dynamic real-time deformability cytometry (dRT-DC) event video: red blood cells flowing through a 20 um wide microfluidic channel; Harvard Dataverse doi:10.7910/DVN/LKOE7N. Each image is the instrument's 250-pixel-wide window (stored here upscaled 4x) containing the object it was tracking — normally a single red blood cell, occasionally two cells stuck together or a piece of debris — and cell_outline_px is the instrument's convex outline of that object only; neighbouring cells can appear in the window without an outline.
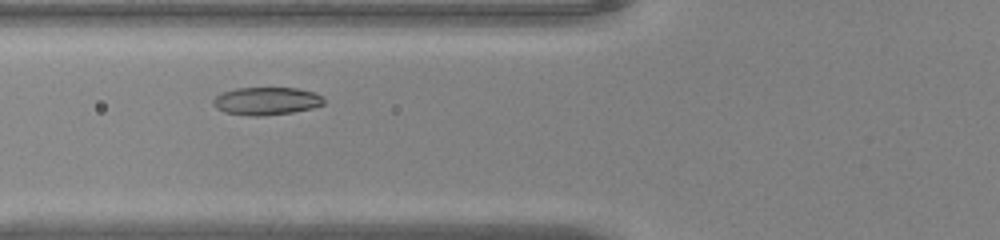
{"species": "common noctule bat (a hibernating species)", "species_latin": "Nyctalus noctula", "temperature_condition": "warm", "stored_images_in_passage": 40, "camera_frame_rate_fps": 3000, "um_per_image_px": 0.085, "animal": {"sex": "male", "body_mass_g": 20.0, "forearm_length_mm": 53.3}, "frame": {"image": 1, "passage_image": 9, "time_ms": 2.667, "image_size_px": [1000, 240], "cell_outline_px": [[324, 104], [312, 108], [292, 112], [264, 116], [248, 116], [224, 112], [216, 108], [212, 104], [212, 100], [216, 96], [224, 92], [236, 88], [296, 88], [312, 92], [320, 96], [324, 100]], "centroid_in_image_um": [22.6, 8.6], "position_along_channel_um": 103.2, "area_um2": 17.86}}
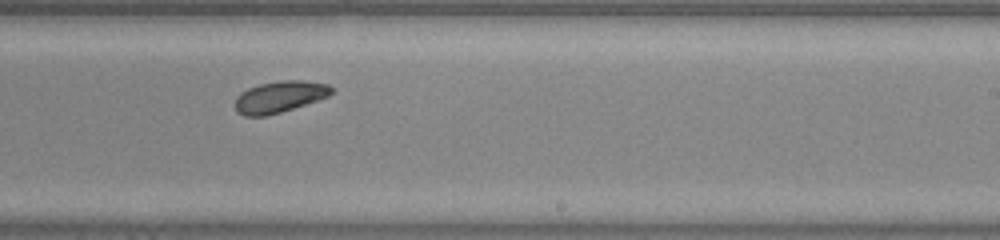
{"frame": {"image": 2, "passage_image": 21, "time_ms": 6.667, "image_size_px": [1000, 240], "cell_outline_px": [[332, 92], [328, 96], [320, 100], [280, 112], [264, 116], [244, 116], [236, 112], [236, 96], [240, 92], [248, 88], [260, 84], [280, 80], [304, 80], [328, 84], [332, 88]], "centroid_in_image_um": [23.76, 8.22], "position_along_channel_um": 265.2, "area_um2": 17.74}}
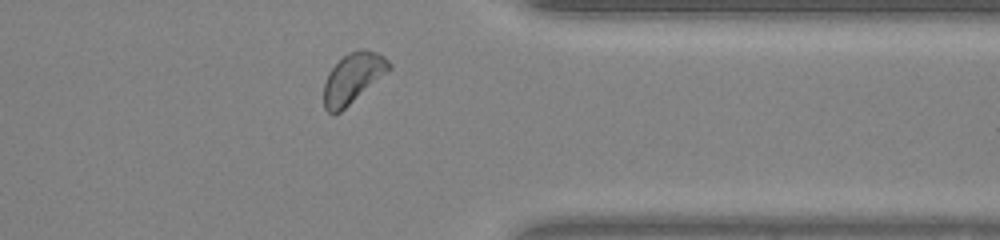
{"frame": {"image": 3, "passage_image": 30, "time_ms": 9.667, "image_size_px": [1000, 240], "cell_outline_px": [[392, 68], [340, 112], [332, 116], [324, 108], [324, 84], [328, 72], [348, 52], [360, 48], [364, 48], [376, 52], [384, 56], [392, 64]], "centroid_in_image_um": [30.0, 6.63], "position_along_channel_um": 381.4, "area_um2": 19.02}, "authors_computed_cell_mechanics": {"area_um2": 17.9469, "velocity_mm_per_s": 4.0597, "shape_relaxation_time_tau1_ms": 1.0721, "shape_relaxation_time_tau2_ms": 6.7035, "deformation_change_tau1": 0.0849, "deformation_change_tau2": 0.1118}}